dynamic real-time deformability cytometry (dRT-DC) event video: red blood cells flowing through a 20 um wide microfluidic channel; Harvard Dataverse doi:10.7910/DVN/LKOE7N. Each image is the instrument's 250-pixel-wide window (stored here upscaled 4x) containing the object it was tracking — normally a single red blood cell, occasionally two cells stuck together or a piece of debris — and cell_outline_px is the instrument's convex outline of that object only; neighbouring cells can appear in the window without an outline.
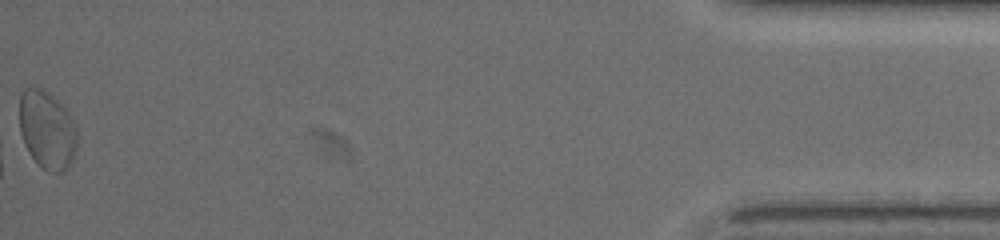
{"species": "common noctule bat (a hibernating species)", "species_latin": "Nyctalus noctula", "temperature_condition": "warm", "stored_images_in_passage": 38, "camera_frame_rate_fps": 3000, "um_per_image_px": 0.085, "animal": {"sex": "female", "body_mass_g": 19.5, "forearm_length_mm": 54.1}, "frame": {"image": 1, "passage_image": 37, "time_ms": 12.333, "image_size_px": [1000, 240], "cell_outline_px": [[76, 148], [72, 160], [68, 168], [64, 172], [48, 172], [28, 152], [24, 144], [20, 132], [20, 96], [24, 88], [40, 88], [48, 92], [68, 112], [76, 124]], "centroid_in_image_um": [4.0, 11.05], "position_along_channel_um": 431.2, "area_um2": 26.07}, "authors_computed_cell_mechanics": {"area_um2": 19.8254, "velocity_mm_per_s": 4.0019, "shape_relaxation_time_tau1_ms": 6.2153, "shape_relaxation_time_tau2_ms": 3.642, "deformation_change_tau1": 0.1585, "deformation_change_tau2": 0.1334}}